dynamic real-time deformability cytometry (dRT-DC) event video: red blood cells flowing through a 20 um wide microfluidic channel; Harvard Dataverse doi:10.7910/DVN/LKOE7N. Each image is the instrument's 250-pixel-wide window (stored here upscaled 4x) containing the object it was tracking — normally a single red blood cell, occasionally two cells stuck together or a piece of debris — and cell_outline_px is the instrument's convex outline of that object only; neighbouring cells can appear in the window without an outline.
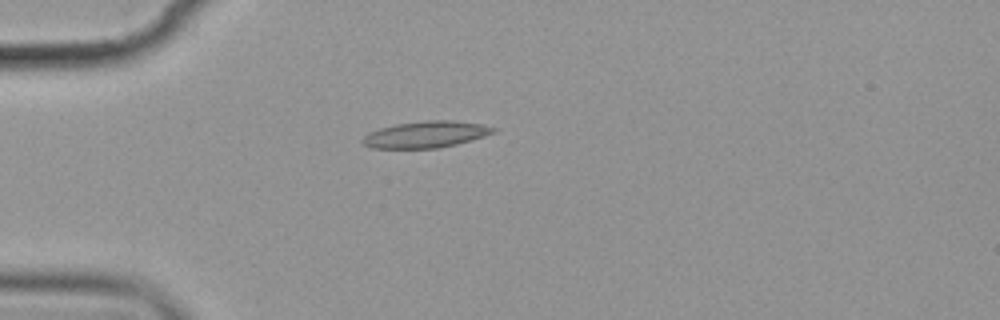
{"species": "common noctule bat (a hibernating species)", "species_latin": "Nyctalus noctula", "temperature_condition": "cold", "stored_images_in_passage": 4, "camera_frame_rate_fps": 3000, "um_per_image_px": 0.085, "animal": {"sex": "female", "body_mass_g": 19.9}, "frame": {"image": 1, "passage_image": 4, "time_ms": 4.333, "image_size_px": [1000, 320], "cell_outline_px": [[496, 132], [472, 140], [440, 148], [372, 148], [364, 144], [360, 140], [368, 132], [380, 128], [396, 124], [428, 120], [452, 120], [480, 124], [496, 128]], "centroid_in_image_um": [36.19, 11.43], "position_along_channel_um": 48.8, "area_um2": 20.17}}